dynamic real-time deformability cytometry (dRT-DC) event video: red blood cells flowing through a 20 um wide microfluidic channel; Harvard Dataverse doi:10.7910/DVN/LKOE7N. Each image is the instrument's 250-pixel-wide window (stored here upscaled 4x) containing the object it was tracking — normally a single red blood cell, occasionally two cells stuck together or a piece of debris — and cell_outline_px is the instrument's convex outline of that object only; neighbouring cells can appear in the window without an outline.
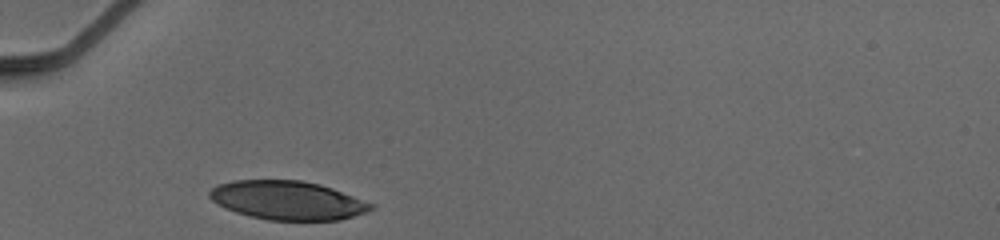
{"species": "human", "species_latin": "Homo sapiens", "temperature_condition": "cold", "stored_images_in_passage": 26, "camera_frame_rate_fps": 3000, "um_per_image_px": 0.085, "donor": {"sex": "male"}, "frame": {"image": 1, "passage_image": 1, "time_ms": 0.0, "image_size_px": [1000, 240], "cell_outline_px": [[376, 208], [340, 220], [268, 220], [236, 212], [224, 208], [216, 204], [208, 196], [208, 192], [212, 188], [220, 184], [232, 180], [300, 180], [320, 184], [332, 188], [376, 204]], "centroid_in_image_um": [24.44, 17.02], "position_along_channel_um": 60.6, "area_um2": 36.53}}
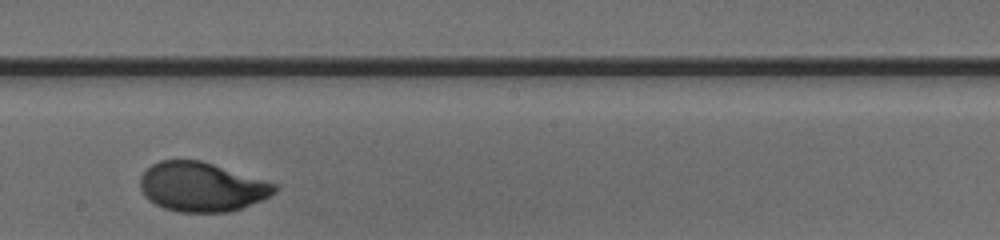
{"frame": {"image": 2, "passage_image": 15, "time_ms": 4.667, "image_size_px": [1000, 240], "cell_outline_px": [[292, 180], [276, 192], [260, 200], [240, 208], [228, 212], [180, 212], [164, 208], [156, 204], [144, 196], [140, 188], [140, 176], [144, 172], [156, 164], [164, 160], [196, 160]], "centroid_in_image_um": [17.46, 15.84], "position_along_channel_um": 230.7, "area_um2": 40.58}}
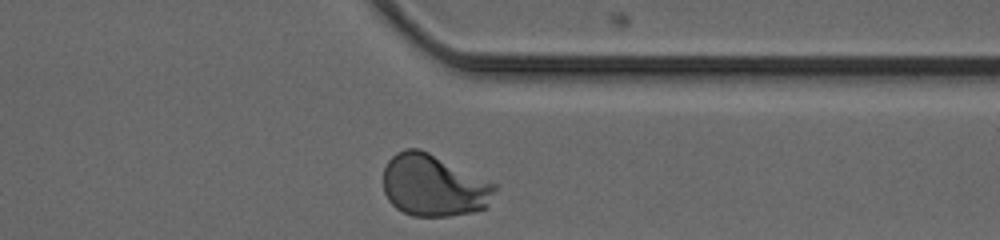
{"frame": {"image": 3, "passage_image": 26, "time_ms": 8.333, "image_size_px": [1000, 240], "cell_outline_px": [[540, 184], [488, 208], [472, 212], [448, 216], [412, 216], [396, 208], [388, 200], [384, 192], [384, 168], [388, 160], [396, 152], [404, 148], [420, 148], [540, 180]], "centroid_in_image_um": [37.99, 15.64], "position_along_channel_um": 373.4, "area_um2": 51.44}, "authors_computed_cell_mechanics": {"area_um2": 38.9572, "velocity_mm_per_s": 3.9047, "shape_relaxation_time_tau1_ms": 3.9247, "shape_relaxation_time_tau2_ms": null, "deformation_change_tau1": 0.1932, "deformation_change_tau2": null}}